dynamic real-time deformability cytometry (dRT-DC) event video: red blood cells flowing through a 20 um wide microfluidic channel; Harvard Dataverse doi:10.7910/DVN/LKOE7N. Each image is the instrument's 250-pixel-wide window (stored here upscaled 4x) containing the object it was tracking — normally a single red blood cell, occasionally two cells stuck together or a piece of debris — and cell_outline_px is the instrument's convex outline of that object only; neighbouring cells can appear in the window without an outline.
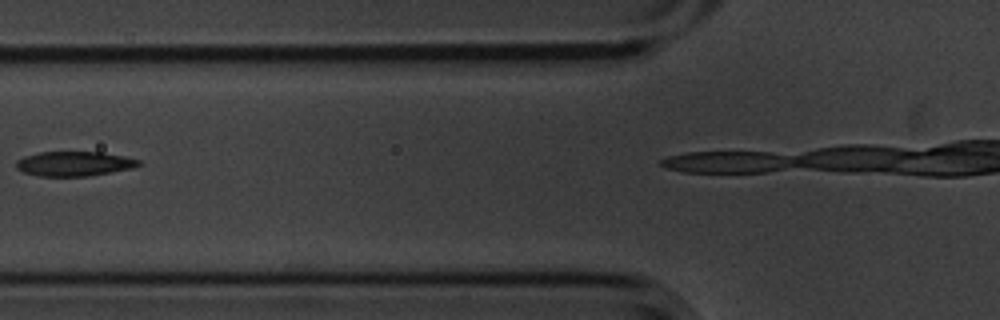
{"species": "common noctule bat (a hibernating species)", "species_latin": "Nyctalus noctula", "temperature_condition": "cold", "stored_images_in_passage": 3, "camera_frame_rate_fps": 3000, "um_per_image_px": 0.085, "animal": {"sex": "male", "body_mass_g": 20.1, "forearm_length_mm": 53.5}, "frame": {"image": 1, "passage_image": 2, "time_ms": 0.333, "image_size_px": [1000, 320], "cell_outline_px": [[140, 164], [132, 168], [88, 176], [40, 176], [24, 172], [16, 168], [16, 160], [24, 156], [40, 152], [100, 152], [124, 156], [140, 160]], "centroid_in_image_um": [6.28, 13.91], "position_along_channel_um": 119.5, "area_um2": 17.46}}